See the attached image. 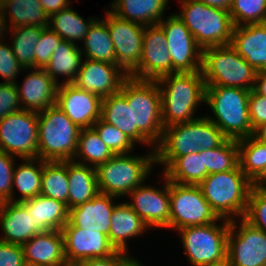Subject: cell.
Wrapping results in <instances>:
<instances>
[{
    "label": "cell",
    "instance_id": "cell-13",
    "mask_svg": "<svg viewBox=\"0 0 266 266\" xmlns=\"http://www.w3.org/2000/svg\"><path fill=\"white\" fill-rule=\"evenodd\" d=\"M157 25L164 31L167 39L172 73L201 71L203 49L196 43L195 38L176 13L166 20L162 19Z\"/></svg>",
    "mask_w": 266,
    "mask_h": 266
},
{
    "label": "cell",
    "instance_id": "cell-47",
    "mask_svg": "<svg viewBox=\"0 0 266 266\" xmlns=\"http://www.w3.org/2000/svg\"><path fill=\"white\" fill-rule=\"evenodd\" d=\"M14 160L0 149V197L4 201H12Z\"/></svg>",
    "mask_w": 266,
    "mask_h": 266
},
{
    "label": "cell",
    "instance_id": "cell-10",
    "mask_svg": "<svg viewBox=\"0 0 266 266\" xmlns=\"http://www.w3.org/2000/svg\"><path fill=\"white\" fill-rule=\"evenodd\" d=\"M230 221L180 228L182 245L193 266L218 265L227 261V238Z\"/></svg>",
    "mask_w": 266,
    "mask_h": 266
},
{
    "label": "cell",
    "instance_id": "cell-17",
    "mask_svg": "<svg viewBox=\"0 0 266 266\" xmlns=\"http://www.w3.org/2000/svg\"><path fill=\"white\" fill-rule=\"evenodd\" d=\"M164 31L158 25L145 26L139 66L129 75L136 79L157 80L172 73V61Z\"/></svg>",
    "mask_w": 266,
    "mask_h": 266
},
{
    "label": "cell",
    "instance_id": "cell-32",
    "mask_svg": "<svg viewBox=\"0 0 266 266\" xmlns=\"http://www.w3.org/2000/svg\"><path fill=\"white\" fill-rule=\"evenodd\" d=\"M83 42L84 50L80 48L86 59L118 65L114 44L104 19L96 18Z\"/></svg>",
    "mask_w": 266,
    "mask_h": 266
},
{
    "label": "cell",
    "instance_id": "cell-58",
    "mask_svg": "<svg viewBox=\"0 0 266 266\" xmlns=\"http://www.w3.org/2000/svg\"><path fill=\"white\" fill-rule=\"evenodd\" d=\"M6 20L7 19L5 18L4 14H3V11H2V7L0 5V43H1V39H3V37H4V35H3L4 30L8 31L6 29V27L8 28V26H7L8 24L6 23L7 22Z\"/></svg>",
    "mask_w": 266,
    "mask_h": 266
},
{
    "label": "cell",
    "instance_id": "cell-20",
    "mask_svg": "<svg viewBox=\"0 0 266 266\" xmlns=\"http://www.w3.org/2000/svg\"><path fill=\"white\" fill-rule=\"evenodd\" d=\"M83 61L73 84L102 99L119 92L128 77L118 65L89 59Z\"/></svg>",
    "mask_w": 266,
    "mask_h": 266
},
{
    "label": "cell",
    "instance_id": "cell-34",
    "mask_svg": "<svg viewBox=\"0 0 266 266\" xmlns=\"http://www.w3.org/2000/svg\"><path fill=\"white\" fill-rule=\"evenodd\" d=\"M1 7L5 17L9 14L11 23L9 31L23 26L47 28L49 25V17L39 0H6Z\"/></svg>",
    "mask_w": 266,
    "mask_h": 266
},
{
    "label": "cell",
    "instance_id": "cell-4",
    "mask_svg": "<svg viewBox=\"0 0 266 266\" xmlns=\"http://www.w3.org/2000/svg\"><path fill=\"white\" fill-rule=\"evenodd\" d=\"M198 186L219 218L229 221L234 219L233 215L244 218L252 182L239 164L232 170L209 174Z\"/></svg>",
    "mask_w": 266,
    "mask_h": 266
},
{
    "label": "cell",
    "instance_id": "cell-33",
    "mask_svg": "<svg viewBox=\"0 0 266 266\" xmlns=\"http://www.w3.org/2000/svg\"><path fill=\"white\" fill-rule=\"evenodd\" d=\"M164 169L163 174L169 181L183 185H199L209 175L202 150L177 157Z\"/></svg>",
    "mask_w": 266,
    "mask_h": 266
},
{
    "label": "cell",
    "instance_id": "cell-57",
    "mask_svg": "<svg viewBox=\"0 0 266 266\" xmlns=\"http://www.w3.org/2000/svg\"><path fill=\"white\" fill-rule=\"evenodd\" d=\"M253 136L259 141L266 143V122L254 130Z\"/></svg>",
    "mask_w": 266,
    "mask_h": 266
},
{
    "label": "cell",
    "instance_id": "cell-29",
    "mask_svg": "<svg viewBox=\"0 0 266 266\" xmlns=\"http://www.w3.org/2000/svg\"><path fill=\"white\" fill-rule=\"evenodd\" d=\"M168 0H114L111 11L117 17L143 26L157 25Z\"/></svg>",
    "mask_w": 266,
    "mask_h": 266
},
{
    "label": "cell",
    "instance_id": "cell-56",
    "mask_svg": "<svg viewBox=\"0 0 266 266\" xmlns=\"http://www.w3.org/2000/svg\"><path fill=\"white\" fill-rule=\"evenodd\" d=\"M252 188L266 191V165L259 175L252 181Z\"/></svg>",
    "mask_w": 266,
    "mask_h": 266
},
{
    "label": "cell",
    "instance_id": "cell-36",
    "mask_svg": "<svg viewBox=\"0 0 266 266\" xmlns=\"http://www.w3.org/2000/svg\"><path fill=\"white\" fill-rule=\"evenodd\" d=\"M86 22L78 12L70 6L52 14L49 17L48 27L56 32L62 40L74 43L75 40L83 41L95 18L88 19Z\"/></svg>",
    "mask_w": 266,
    "mask_h": 266
},
{
    "label": "cell",
    "instance_id": "cell-46",
    "mask_svg": "<svg viewBox=\"0 0 266 266\" xmlns=\"http://www.w3.org/2000/svg\"><path fill=\"white\" fill-rule=\"evenodd\" d=\"M20 70H26L19 63L15 57L11 46L8 44L0 43V76L4 79V83L16 84V76Z\"/></svg>",
    "mask_w": 266,
    "mask_h": 266
},
{
    "label": "cell",
    "instance_id": "cell-28",
    "mask_svg": "<svg viewBox=\"0 0 266 266\" xmlns=\"http://www.w3.org/2000/svg\"><path fill=\"white\" fill-rule=\"evenodd\" d=\"M101 118L126 134L134 143L153 146L137 127H133L132 105H128L120 91L102 99Z\"/></svg>",
    "mask_w": 266,
    "mask_h": 266
},
{
    "label": "cell",
    "instance_id": "cell-39",
    "mask_svg": "<svg viewBox=\"0 0 266 266\" xmlns=\"http://www.w3.org/2000/svg\"><path fill=\"white\" fill-rule=\"evenodd\" d=\"M239 166L252 182L266 165V143L253 135L237 140Z\"/></svg>",
    "mask_w": 266,
    "mask_h": 266
},
{
    "label": "cell",
    "instance_id": "cell-6",
    "mask_svg": "<svg viewBox=\"0 0 266 266\" xmlns=\"http://www.w3.org/2000/svg\"><path fill=\"white\" fill-rule=\"evenodd\" d=\"M145 156L116 154L95 167L99 192L122 197L144 183L156 164L155 148Z\"/></svg>",
    "mask_w": 266,
    "mask_h": 266
},
{
    "label": "cell",
    "instance_id": "cell-26",
    "mask_svg": "<svg viewBox=\"0 0 266 266\" xmlns=\"http://www.w3.org/2000/svg\"><path fill=\"white\" fill-rule=\"evenodd\" d=\"M27 212L33 216L34 230L42 233L50 230H61L68 222L69 210L65 203L38 195L21 202Z\"/></svg>",
    "mask_w": 266,
    "mask_h": 266
},
{
    "label": "cell",
    "instance_id": "cell-54",
    "mask_svg": "<svg viewBox=\"0 0 266 266\" xmlns=\"http://www.w3.org/2000/svg\"><path fill=\"white\" fill-rule=\"evenodd\" d=\"M210 7L220 8L230 11L233 0H197Z\"/></svg>",
    "mask_w": 266,
    "mask_h": 266
},
{
    "label": "cell",
    "instance_id": "cell-49",
    "mask_svg": "<svg viewBox=\"0 0 266 266\" xmlns=\"http://www.w3.org/2000/svg\"><path fill=\"white\" fill-rule=\"evenodd\" d=\"M249 118L253 131L266 122V97L250 90Z\"/></svg>",
    "mask_w": 266,
    "mask_h": 266
},
{
    "label": "cell",
    "instance_id": "cell-9",
    "mask_svg": "<svg viewBox=\"0 0 266 266\" xmlns=\"http://www.w3.org/2000/svg\"><path fill=\"white\" fill-rule=\"evenodd\" d=\"M180 1L182 11L176 15L202 49L231 43L234 25L228 11L210 7L197 0Z\"/></svg>",
    "mask_w": 266,
    "mask_h": 266
},
{
    "label": "cell",
    "instance_id": "cell-15",
    "mask_svg": "<svg viewBox=\"0 0 266 266\" xmlns=\"http://www.w3.org/2000/svg\"><path fill=\"white\" fill-rule=\"evenodd\" d=\"M110 37L114 44L118 66L129 76L141 60L145 26L121 19L106 12Z\"/></svg>",
    "mask_w": 266,
    "mask_h": 266
},
{
    "label": "cell",
    "instance_id": "cell-16",
    "mask_svg": "<svg viewBox=\"0 0 266 266\" xmlns=\"http://www.w3.org/2000/svg\"><path fill=\"white\" fill-rule=\"evenodd\" d=\"M61 232L68 266H78L90 259L107 258L117 252L108 236L101 232L84 230L69 222L63 226Z\"/></svg>",
    "mask_w": 266,
    "mask_h": 266
},
{
    "label": "cell",
    "instance_id": "cell-2",
    "mask_svg": "<svg viewBox=\"0 0 266 266\" xmlns=\"http://www.w3.org/2000/svg\"><path fill=\"white\" fill-rule=\"evenodd\" d=\"M161 94L162 124L185 123L193 117L200 102H205V82L201 71L171 73L157 79Z\"/></svg>",
    "mask_w": 266,
    "mask_h": 266
},
{
    "label": "cell",
    "instance_id": "cell-53",
    "mask_svg": "<svg viewBox=\"0 0 266 266\" xmlns=\"http://www.w3.org/2000/svg\"><path fill=\"white\" fill-rule=\"evenodd\" d=\"M254 90L266 97V69L257 71Z\"/></svg>",
    "mask_w": 266,
    "mask_h": 266
},
{
    "label": "cell",
    "instance_id": "cell-31",
    "mask_svg": "<svg viewBox=\"0 0 266 266\" xmlns=\"http://www.w3.org/2000/svg\"><path fill=\"white\" fill-rule=\"evenodd\" d=\"M81 48L75 43L61 40L57 48L52 52L49 63L44 68L45 72L57 83L58 75L66 76L63 83L71 84L76 80L82 64ZM68 77V78H67Z\"/></svg>",
    "mask_w": 266,
    "mask_h": 266
},
{
    "label": "cell",
    "instance_id": "cell-41",
    "mask_svg": "<svg viewBox=\"0 0 266 266\" xmlns=\"http://www.w3.org/2000/svg\"><path fill=\"white\" fill-rule=\"evenodd\" d=\"M202 155L208 174L232 170L239 164L238 142L234 139H226L216 148L202 150Z\"/></svg>",
    "mask_w": 266,
    "mask_h": 266
},
{
    "label": "cell",
    "instance_id": "cell-45",
    "mask_svg": "<svg viewBox=\"0 0 266 266\" xmlns=\"http://www.w3.org/2000/svg\"><path fill=\"white\" fill-rule=\"evenodd\" d=\"M62 38L49 27L44 28L40 40L35 46V68L44 69L50 61L52 52L57 48Z\"/></svg>",
    "mask_w": 266,
    "mask_h": 266
},
{
    "label": "cell",
    "instance_id": "cell-18",
    "mask_svg": "<svg viewBox=\"0 0 266 266\" xmlns=\"http://www.w3.org/2000/svg\"><path fill=\"white\" fill-rule=\"evenodd\" d=\"M56 106L80 129L90 128L101 118L102 98L73 83H61L57 89Z\"/></svg>",
    "mask_w": 266,
    "mask_h": 266
},
{
    "label": "cell",
    "instance_id": "cell-27",
    "mask_svg": "<svg viewBox=\"0 0 266 266\" xmlns=\"http://www.w3.org/2000/svg\"><path fill=\"white\" fill-rule=\"evenodd\" d=\"M148 229V225L135 211L126 202H122L112 212L108 238L117 251L127 252L126 240L137 237Z\"/></svg>",
    "mask_w": 266,
    "mask_h": 266
},
{
    "label": "cell",
    "instance_id": "cell-25",
    "mask_svg": "<svg viewBox=\"0 0 266 266\" xmlns=\"http://www.w3.org/2000/svg\"><path fill=\"white\" fill-rule=\"evenodd\" d=\"M3 237L0 241L23 245L38 234L34 230L33 216L21 202L5 201L0 213Z\"/></svg>",
    "mask_w": 266,
    "mask_h": 266
},
{
    "label": "cell",
    "instance_id": "cell-55",
    "mask_svg": "<svg viewBox=\"0 0 266 266\" xmlns=\"http://www.w3.org/2000/svg\"><path fill=\"white\" fill-rule=\"evenodd\" d=\"M118 266H142V264L129 255L127 256L126 252L118 251Z\"/></svg>",
    "mask_w": 266,
    "mask_h": 266
},
{
    "label": "cell",
    "instance_id": "cell-21",
    "mask_svg": "<svg viewBox=\"0 0 266 266\" xmlns=\"http://www.w3.org/2000/svg\"><path fill=\"white\" fill-rule=\"evenodd\" d=\"M20 87L17 83L19 102L25 111L40 113L46 108L56 105L57 83L44 69L33 68V71L25 76Z\"/></svg>",
    "mask_w": 266,
    "mask_h": 266
},
{
    "label": "cell",
    "instance_id": "cell-3",
    "mask_svg": "<svg viewBox=\"0 0 266 266\" xmlns=\"http://www.w3.org/2000/svg\"><path fill=\"white\" fill-rule=\"evenodd\" d=\"M250 90L206 86L205 103L211 108L215 118L208 116L227 139L240 140L253 135L249 118Z\"/></svg>",
    "mask_w": 266,
    "mask_h": 266
},
{
    "label": "cell",
    "instance_id": "cell-19",
    "mask_svg": "<svg viewBox=\"0 0 266 266\" xmlns=\"http://www.w3.org/2000/svg\"><path fill=\"white\" fill-rule=\"evenodd\" d=\"M164 176V188L141 184L129 194L132 200L127 204L148 225L149 228L170 227V192L169 180Z\"/></svg>",
    "mask_w": 266,
    "mask_h": 266
},
{
    "label": "cell",
    "instance_id": "cell-59",
    "mask_svg": "<svg viewBox=\"0 0 266 266\" xmlns=\"http://www.w3.org/2000/svg\"><path fill=\"white\" fill-rule=\"evenodd\" d=\"M4 203H5V201L0 197V213L2 211Z\"/></svg>",
    "mask_w": 266,
    "mask_h": 266
},
{
    "label": "cell",
    "instance_id": "cell-23",
    "mask_svg": "<svg viewBox=\"0 0 266 266\" xmlns=\"http://www.w3.org/2000/svg\"><path fill=\"white\" fill-rule=\"evenodd\" d=\"M25 263L39 266H68L61 230L38 233L22 245Z\"/></svg>",
    "mask_w": 266,
    "mask_h": 266
},
{
    "label": "cell",
    "instance_id": "cell-38",
    "mask_svg": "<svg viewBox=\"0 0 266 266\" xmlns=\"http://www.w3.org/2000/svg\"><path fill=\"white\" fill-rule=\"evenodd\" d=\"M113 156L114 154L92 127L80 129L77 151L73 161L76 160L75 162L85 165H90L87 164L89 162L92 167H96L105 163ZM76 158H80L82 161H77Z\"/></svg>",
    "mask_w": 266,
    "mask_h": 266
},
{
    "label": "cell",
    "instance_id": "cell-60",
    "mask_svg": "<svg viewBox=\"0 0 266 266\" xmlns=\"http://www.w3.org/2000/svg\"><path fill=\"white\" fill-rule=\"evenodd\" d=\"M210 266H230L229 263L226 261L224 263L218 264V265H210Z\"/></svg>",
    "mask_w": 266,
    "mask_h": 266
},
{
    "label": "cell",
    "instance_id": "cell-51",
    "mask_svg": "<svg viewBox=\"0 0 266 266\" xmlns=\"http://www.w3.org/2000/svg\"><path fill=\"white\" fill-rule=\"evenodd\" d=\"M44 12L50 17L52 14L69 7V0H39Z\"/></svg>",
    "mask_w": 266,
    "mask_h": 266
},
{
    "label": "cell",
    "instance_id": "cell-8",
    "mask_svg": "<svg viewBox=\"0 0 266 266\" xmlns=\"http://www.w3.org/2000/svg\"><path fill=\"white\" fill-rule=\"evenodd\" d=\"M201 73L206 86L254 89L257 71L241 57L231 44L202 50Z\"/></svg>",
    "mask_w": 266,
    "mask_h": 266
},
{
    "label": "cell",
    "instance_id": "cell-62",
    "mask_svg": "<svg viewBox=\"0 0 266 266\" xmlns=\"http://www.w3.org/2000/svg\"><path fill=\"white\" fill-rule=\"evenodd\" d=\"M4 1H6V0H0V5H1Z\"/></svg>",
    "mask_w": 266,
    "mask_h": 266
},
{
    "label": "cell",
    "instance_id": "cell-42",
    "mask_svg": "<svg viewBox=\"0 0 266 266\" xmlns=\"http://www.w3.org/2000/svg\"><path fill=\"white\" fill-rule=\"evenodd\" d=\"M229 13L234 27L266 23V0H233Z\"/></svg>",
    "mask_w": 266,
    "mask_h": 266
},
{
    "label": "cell",
    "instance_id": "cell-5",
    "mask_svg": "<svg viewBox=\"0 0 266 266\" xmlns=\"http://www.w3.org/2000/svg\"><path fill=\"white\" fill-rule=\"evenodd\" d=\"M120 92L132 105L133 127L154 146L161 141L162 106L159 85L156 80H142L128 76L122 83Z\"/></svg>",
    "mask_w": 266,
    "mask_h": 266
},
{
    "label": "cell",
    "instance_id": "cell-14",
    "mask_svg": "<svg viewBox=\"0 0 266 266\" xmlns=\"http://www.w3.org/2000/svg\"><path fill=\"white\" fill-rule=\"evenodd\" d=\"M240 221V226L235 218L230 221L227 262L230 266H266V233L244 218Z\"/></svg>",
    "mask_w": 266,
    "mask_h": 266
},
{
    "label": "cell",
    "instance_id": "cell-22",
    "mask_svg": "<svg viewBox=\"0 0 266 266\" xmlns=\"http://www.w3.org/2000/svg\"><path fill=\"white\" fill-rule=\"evenodd\" d=\"M118 197L98 193L92 200L69 209L68 222L84 230H92L109 235L111 215L117 204H112Z\"/></svg>",
    "mask_w": 266,
    "mask_h": 266
},
{
    "label": "cell",
    "instance_id": "cell-40",
    "mask_svg": "<svg viewBox=\"0 0 266 266\" xmlns=\"http://www.w3.org/2000/svg\"><path fill=\"white\" fill-rule=\"evenodd\" d=\"M44 28L40 26H23L12 28V51L24 69L35 68V46L40 40Z\"/></svg>",
    "mask_w": 266,
    "mask_h": 266
},
{
    "label": "cell",
    "instance_id": "cell-61",
    "mask_svg": "<svg viewBox=\"0 0 266 266\" xmlns=\"http://www.w3.org/2000/svg\"><path fill=\"white\" fill-rule=\"evenodd\" d=\"M24 266H39V265H33V264L25 263Z\"/></svg>",
    "mask_w": 266,
    "mask_h": 266
},
{
    "label": "cell",
    "instance_id": "cell-7",
    "mask_svg": "<svg viewBox=\"0 0 266 266\" xmlns=\"http://www.w3.org/2000/svg\"><path fill=\"white\" fill-rule=\"evenodd\" d=\"M38 115V158L44 161L73 160L80 128L56 105Z\"/></svg>",
    "mask_w": 266,
    "mask_h": 266
},
{
    "label": "cell",
    "instance_id": "cell-30",
    "mask_svg": "<svg viewBox=\"0 0 266 266\" xmlns=\"http://www.w3.org/2000/svg\"><path fill=\"white\" fill-rule=\"evenodd\" d=\"M67 174L68 210L92 200L99 193L95 167L69 160Z\"/></svg>",
    "mask_w": 266,
    "mask_h": 266
},
{
    "label": "cell",
    "instance_id": "cell-1",
    "mask_svg": "<svg viewBox=\"0 0 266 266\" xmlns=\"http://www.w3.org/2000/svg\"><path fill=\"white\" fill-rule=\"evenodd\" d=\"M227 138L207 116L163 129L160 143L155 147L158 165L166 167L177 157L221 145Z\"/></svg>",
    "mask_w": 266,
    "mask_h": 266
},
{
    "label": "cell",
    "instance_id": "cell-24",
    "mask_svg": "<svg viewBox=\"0 0 266 266\" xmlns=\"http://www.w3.org/2000/svg\"><path fill=\"white\" fill-rule=\"evenodd\" d=\"M230 44L256 71L266 69V23L235 26Z\"/></svg>",
    "mask_w": 266,
    "mask_h": 266
},
{
    "label": "cell",
    "instance_id": "cell-11",
    "mask_svg": "<svg viewBox=\"0 0 266 266\" xmlns=\"http://www.w3.org/2000/svg\"><path fill=\"white\" fill-rule=\"evenodd\" d=\"M170 229L210 224L223 220L212 210L198 185L169 181Z\"/></svg>",
    "mask_w": 266,
    "mask_h": 266
},
{
    "label": "cell",
    "instance_id": "cell-52",
    "mask_svg": "<svg viewBox=\"0 0 266 266\" xmlns=\"http://www.w3.org/2000/svg\"><path fill=\"white\" fill-rule=\"evenodd\" d=\"M78 266H118V251L107 258H97L83 261Z\"/></svg>",
    "mask_w": 266,
    "mask_h": 266
},
{
    "label": "cell",
    "instance_id": "cell-48",
    "mask_svg": "<svg viewBox=\"0 0 266 266\" xmlns=\"http://www.w3.org/2000/svg\"><path fill=\"white\" fill-rule=\"evenodd\" d=\"M17 86L14 83H0V120L21 110Z\"/></svg>",
    "mask_w": 266,
    "mask_h": 266
},
{
    "label": "cell",
    "instance_id": "cell-50",
    "mask_svg": "<svg viewBox=\"0 0 266 266\" xmlns=\"http://www.w3.org/2000/svg\"><path fill=\"white\" fill-rule=\"evenodd\" d=\"M22 245L0 241V266H24Z\"/></svg>",
    "mask_w": 266,
    "mask_h": 266
},
{
    "label": "cell",
    "instance_id": "cell-35",
    "mask_svg": "<svg viewBox=\"0 0 266 266\" xmlns=\"http://www.w3.org/2000/svg\"><path fill=\"white\" fill-rule=\"evenodd\" d=\"M18 168L13 170V192L12 201L22 202L34 198L41 194L42 172L44 160L40 158L23 159ZM39 163V164H38ZM37 164V165H36ZM14 185L18 189L21 196L15 200Z\"/></svg>",
    "mask_w": 266,
    "mask_h": 266
},
{
    "label": "cell",
    "instance_id": "cell-44",
    "mask_svg": "<svg viewBox=\"0 0 266 266\" xmlns=\"http://www.w3.org/2000/svg\"><path fill=\"white\" fill-rule=\"evenodd\" d=\"M244 219L266 233V191L251 189Z\"/></svg>",
    "mask_w": 266,
    "mask_h": 266
},
{
    "label": "cell",
    "instance_id": "cell-37",
    "mask_svg": "<svg viewBox=\"0 0 266 266\" xmlns=\"http://www.w3.org/2000/svg\"><path fill=\"white\" fill-rule=\"evenodd\" d=\"M67 161H44L41 195L59 200L68 208Z\"/></svg>",
    "mask_w": 266,
    "mask_h": 266
},
{
    "label": "cell",
    "instance_id": "cell-12",
    "mask_svg": "<svg viewBox=\"0 0 266 266\" xmlns=\"http://www.w3.org/2000/svg\"><path fill=\"white\" fill-rule=\"evenodd\" d=\"M0 149L22 159L38 158V115L21 109L0 120Z\"/></svg>",
    "mask_w": 266,
    "mask_h": 266
},
{
    "label": "cell",
    "instance_id": "cell-43",
    "mask_svg": "<svg viewBox=\"0 0 266 266\" xmlns=\"http://www.w3.org/2000/svg\"><path fill=\"white\" fill-rule=\"evenodd\" d=\"M110 151L116 154H128L134 149V142L114 125L98 119L92 126Z\"/></svg>",
    "mask_w": 266,
    "mask_h": 266
}]
</instances>
